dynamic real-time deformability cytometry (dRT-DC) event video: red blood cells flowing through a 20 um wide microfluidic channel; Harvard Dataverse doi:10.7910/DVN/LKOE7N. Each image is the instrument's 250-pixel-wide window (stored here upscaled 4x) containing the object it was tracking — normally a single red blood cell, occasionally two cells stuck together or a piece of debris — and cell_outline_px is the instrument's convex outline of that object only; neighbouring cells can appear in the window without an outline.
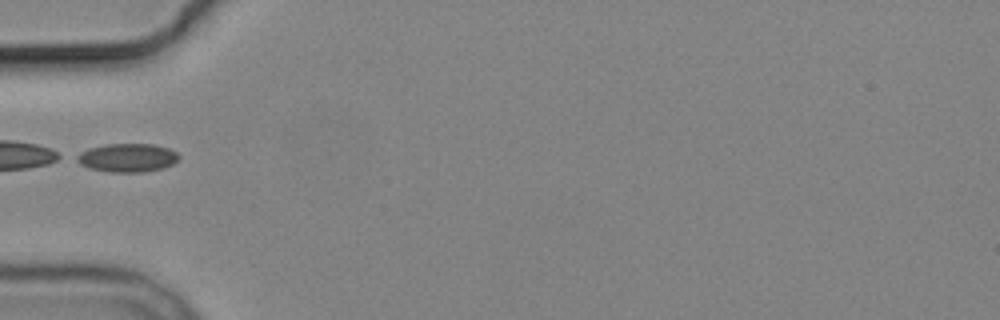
{"species": "common noctule bat (a hibernating species)", "species_latin": "Nyctalus noctula", "temperature_condition": "cold", "stored_images_in_passage": 7, "camera_frame_rate_fps": 3000, "um_per_image_px": 0.085, "animal": {"sex": "male", "body_mass_g": 19.2, "forearm_length_mm": 51.8}, "frame": {"image": 1, "passage_image": 4, "time_ms": 4.667, "image_size_px": [1000, 320], "cell_outline_px": [[180, 156], [172, 164], [164, 168], [144, 172], [112, 172], [88, 168], [72, 160], [72, 156], [88, 148], [104, 144], [156, 144], [168, 148], [176, 152]], "centroid_in_image_um": [10.75, 13.4], "position_along_channel_um": 74.2, "area_um2": 17.28}}
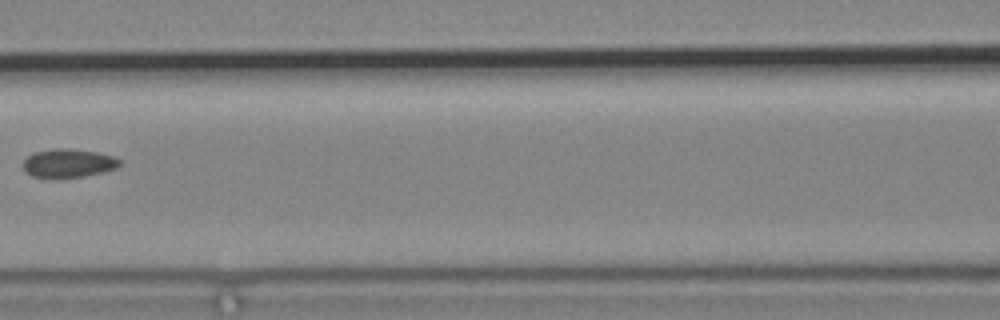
{"frame": {"image": 2, "passage_image": 6, "time_ms": 7.0, "image_size_px": [1000, 320], "cell_outline_px": [[120, 164], [116, 168], [104, 172], [84, 176], [60, 180], [56, 180], [32, 176], [24, 172], [24, 160], [32, 152], [56, 148], [68, 148], [96, 152], [112, 156], [120, 160]], "centroid_in_image_um": [5.76, 13.9], "position_along_channel_um": 160.8, "area_um2": 16.53}}
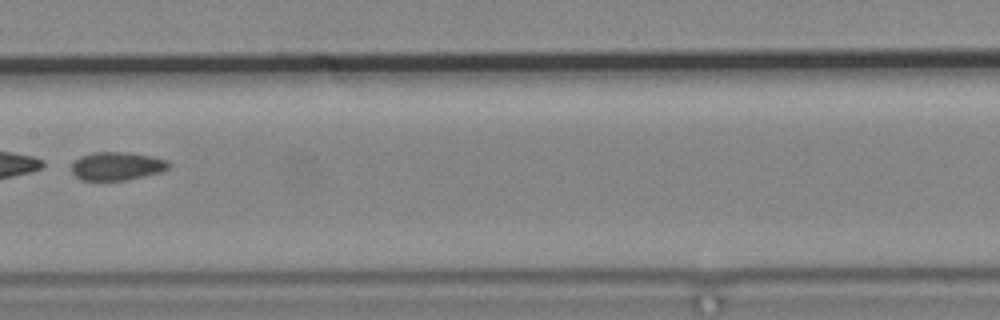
{"frame": {"image": 3, "passage_image": 7, "time_ms": 8.0, "image_size_px": [1000, 320], "cell_outline_px": [[172, 164], [168, 168], [160, 172], [144, 176], [124, 180], [80, 180], [72, 172], [72, 164], [80, 156], [92, 152], [128, 152], [152, 156], [168, 160]], "centroid_in_image_um": [9.95, 14.11], "position_along_channel_um": 197.4, "area_um2": 16.07}}